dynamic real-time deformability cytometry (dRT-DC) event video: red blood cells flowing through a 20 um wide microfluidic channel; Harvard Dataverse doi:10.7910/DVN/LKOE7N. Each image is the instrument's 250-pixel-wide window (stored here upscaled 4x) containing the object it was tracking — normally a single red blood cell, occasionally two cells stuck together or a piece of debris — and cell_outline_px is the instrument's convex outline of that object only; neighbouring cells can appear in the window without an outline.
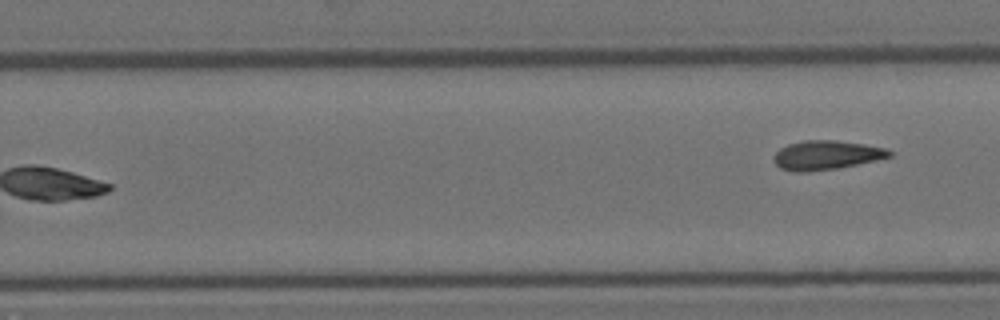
{"species": "Egyptian fruit bat (a non-hibernating species)", "species_latin": "Rousettus aegyptiacus", "temperature_condition": "room temperature", "stored_images_in_passage": 16, "segment_of_instrument_passage": [2, 2], "camera_frame_rate_fps": 3000, "um_per_image_px": 0.085, "animal": {"sex": "female"}, "frame": {"image": 1, "passage_image": 16, "time_ms": 5.0, "image_size_px": [1000, 320], "cell_outline_px": [[892, 156], [876, 160], [836, 168], [804, 172], [792, 172], [780, 168], [772, 160], [772, 156], [780, 148], [788, 144], [804, 140], [836, 140], [864, 144], [884, 148], [892, 152]], "centroid_in_image_um": [70.18, 13.18], "position_along_channel_um": 259.6, "area_um2": 19.59}}